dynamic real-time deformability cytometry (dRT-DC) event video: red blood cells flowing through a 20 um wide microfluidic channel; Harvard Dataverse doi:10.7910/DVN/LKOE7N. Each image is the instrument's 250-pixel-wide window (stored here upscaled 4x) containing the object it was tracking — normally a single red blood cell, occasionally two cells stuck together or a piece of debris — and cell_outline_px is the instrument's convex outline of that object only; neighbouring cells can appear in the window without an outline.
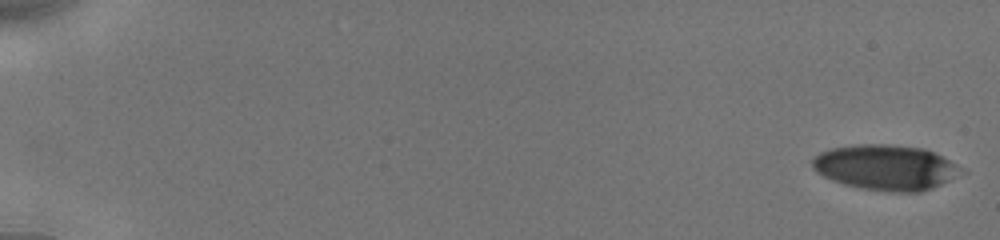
{"species": "human", "species_latin": "Homo sapiens", "temperature_condition": "cold", "stored_images_in_passage": 15, "camera_frame_rate_fps": 3000, "um_per_image_px": 0.085, "donor": {"sex": "male"}, "frame": {"image": 1, "passage_image": 1, "time_ms": 0.0, "image_size_px": [1000, 240], "cell_outline_px": [[968, 172], [932, 188], [920, 192], [888, 192], [860, 188], [844, 184], [832, 180], [816, 172], [812, 168], [812, 160], [820, 152], [832, 148], [856, 144], [888, 144], [924, 148], [956, 164]], "centroid_in_image_um": [75.3, 14.24], "position_along_channel_um": 9.7, "area_um2": 39.42}}
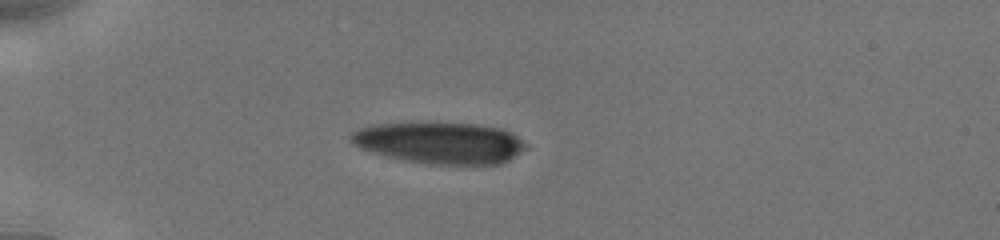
{"frame": {"image": 2, "passage_image": 11, "time_ms": 5.0, "image_size_px": [1000, 240], "cell_outline_px": [[528, 148], [508, 160], [500, 164], [428, 164], [388, 156], [372, 152], [360, 148], [352, 144], [348, 140], [348, 136], [352, 132], [360, 128], [372, 124], [476, 124], [500, 128], [516, 136], [528, 144]], "centroid_in_image_um": [37.39, 12.15], "position_along_channel_um": 47.6, "area_um2": 41.79}}
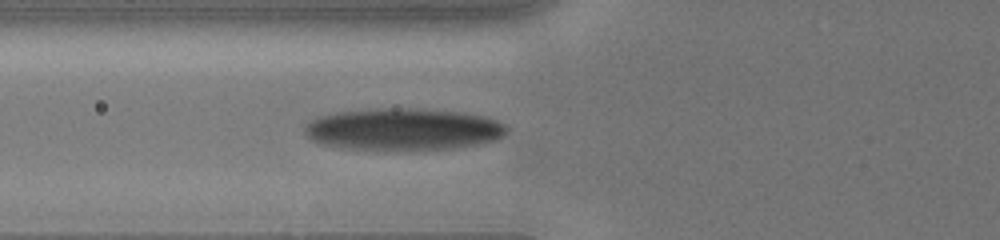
{"frame": {"image": 3, "passage_image": 15, "time_ms": 7.0, "image_size_px": [1000, 240], "cell_outline_px": [[508, 128], [504, 136], [496, 140], [476, 144], [452, 148], [348, 148], [320, 144], [312, 140], [304, 132], [304, 124], [320, 116], [336, 112], [376, 108], [408, 108], [464, 112], [484, 116], [496, 120], [504, 124]], "centroid_in_image_um": [34.27, 10.95], "position_along_channel_um": 91.5, "area_um2": 48.73}}